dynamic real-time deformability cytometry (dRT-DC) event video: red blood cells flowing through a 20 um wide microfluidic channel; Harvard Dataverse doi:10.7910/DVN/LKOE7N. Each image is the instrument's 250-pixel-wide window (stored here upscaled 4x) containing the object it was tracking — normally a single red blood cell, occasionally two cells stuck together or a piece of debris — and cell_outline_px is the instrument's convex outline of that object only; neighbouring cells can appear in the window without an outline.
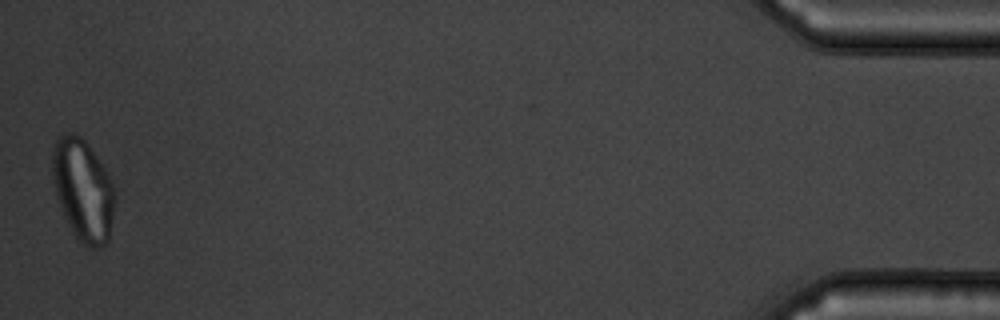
{"species": "common noctule bat (a hibernating species)", "species_latin": "Nyctalus noctula", "temperature_condition": "warm", "stored_images_in_passage": 53, "camera_frame_rate_fps": 3000, "um_per_image_px": 0.085, "animal": {"sex": "male", "body_mass_g": 19.5, "forearm_length_mm": 54.6}, "frame": {"image": 1, "passage_image": 53, "time_ms": 17.333, "image_size_px": [1000, 320], "cell_outline_px": [[112, 216], [108, 240], [100, 248], [88, 248], [76, 236], [64, 216], [56, 196], [52, 172], [52, 144], [56, 136], [72, 132], [80, 136], [88, 144], [104, 164], [108, 172], [112, 184]], "centroid_in_image_um": [7.02, 16.08], "position_along_channel_um": 428.2, "area_um2": 36.82}}